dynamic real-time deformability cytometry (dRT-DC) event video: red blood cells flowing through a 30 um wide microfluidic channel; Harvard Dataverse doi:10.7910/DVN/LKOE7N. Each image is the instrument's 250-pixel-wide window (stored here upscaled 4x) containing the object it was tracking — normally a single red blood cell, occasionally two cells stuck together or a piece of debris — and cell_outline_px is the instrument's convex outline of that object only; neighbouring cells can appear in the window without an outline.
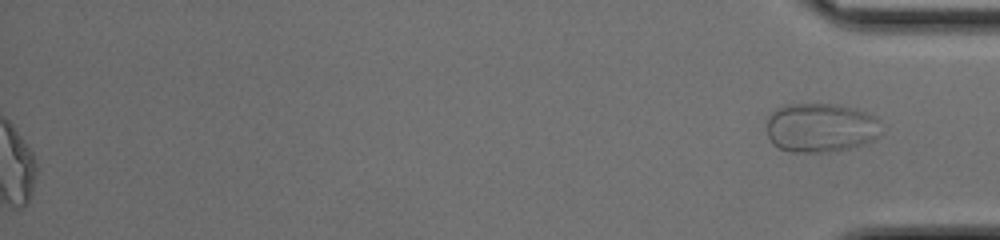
{"species": "common noctule bat (a hibernating species)", "species_latin": "Nyctalus noctula", "temperature_condition": "cold", "stored_images_in_passage": 50, "segment_of_instrument_passage": [2, 2], "camera_frame_rate_fps": 3000, "um_per_image_px": 0.085, "animal": {"sex": "female", "body_mass_g": 17.0, "forearm_length_mm": 48.0}, "frame": {"image": 1, "passage_image": 50, "time_ms": 16.333, "image_size_px": [1000, 240], "cell_outline_px": [[880, 120], [876, 136], [872, 140], [864, 144], [848, 148], [828, 152], [788, 152], [772, 144], [768, 136], [768, 116], [776, 108], [784, 104], [832, 104], [856, 108]], "centroid_in_image_um": [69.7, 10.85], "position_along_channel_um": 365.5, "area_um2": 32.71}}